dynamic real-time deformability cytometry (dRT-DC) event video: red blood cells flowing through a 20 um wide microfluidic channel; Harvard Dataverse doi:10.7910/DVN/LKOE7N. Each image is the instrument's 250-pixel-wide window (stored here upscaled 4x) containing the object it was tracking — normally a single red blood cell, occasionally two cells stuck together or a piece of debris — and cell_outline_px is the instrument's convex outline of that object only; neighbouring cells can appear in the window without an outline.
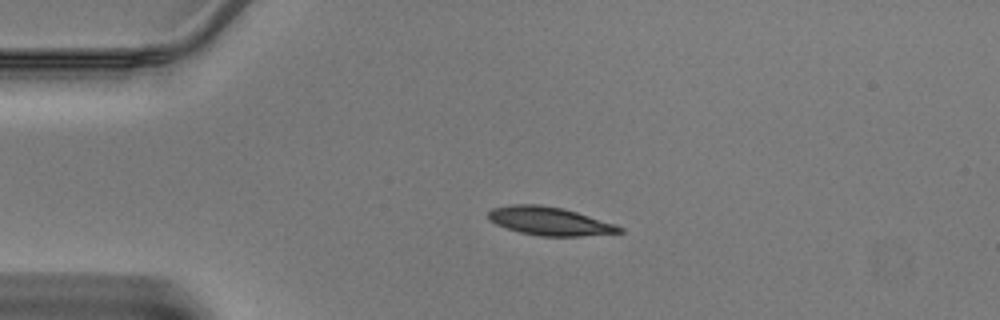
{"species": "Egyptian fruit bat (a non-hibernating species)", "species_latin": "Rousettus aegyptiacus", "temperature_condition": "warm", "stored_images_in_passage": 36, "camera_frame_rate_fps": 3000, "um_per_image_px": 0.085, "animal": {"sex": "male"}, "frame": {"image": 1, "passage_image": 1, "time_ms": 0.0, "image_size_px": [1000, 320], "cell_outline_px": [[624, 232], [580, 236], [540, 236], [520, 232], [496, 224], [488, 220], [488, 212], [492, 208], [512, 204], [540, 204], [564, 208], [616, 224], [624, 228]], "centroid_in_image_um": [46.72, 18.79], "position_along_channel_um": 38.3, "area_um2": 21.73}}
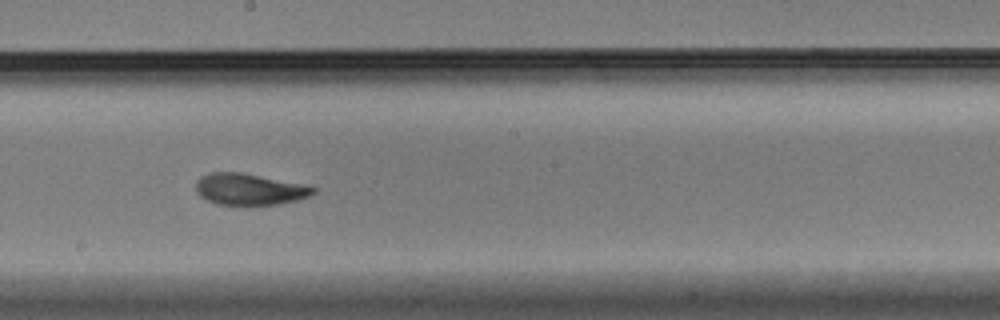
{"frame": {"image": 2, "passage_image": 16, "time_ms": 5.0, "image_size_px": [1000, 320], "cell_outline_px": [[316, 192], [308, 196], [296, 200], [280, 204], [248, 208], [216, 204], [200, 196], [196, 192], [196, 180], [200, 176], [208, 172], [240, 172], [312, 184], [316, 188]], "centroid_in_image_um": [21.24, 16.11], "position_along_channel_um": 227.0, "area_um2": 22.77}}
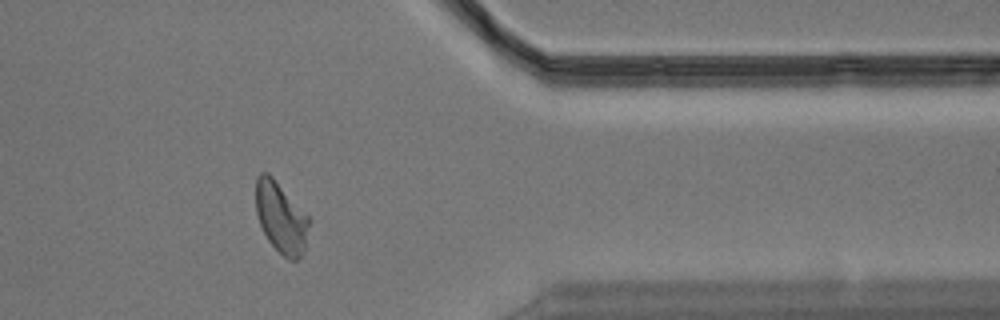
{"frame": {"image": 3, "passage_image": 28, "time_ms": 9.0, "image_size_px": [1000, 320], "cell_outline_px": [[312, 220], [304, 252], [296, 260], [288, 260], [268, 240], [260, 224], [256, 212], [256, 176], [260, 172], [268, 172], [272, 176]], "centroid_in_image_um": [23.91, 18.49], "position_along_channel_um": 387.5, "area_um2": 22.08}}